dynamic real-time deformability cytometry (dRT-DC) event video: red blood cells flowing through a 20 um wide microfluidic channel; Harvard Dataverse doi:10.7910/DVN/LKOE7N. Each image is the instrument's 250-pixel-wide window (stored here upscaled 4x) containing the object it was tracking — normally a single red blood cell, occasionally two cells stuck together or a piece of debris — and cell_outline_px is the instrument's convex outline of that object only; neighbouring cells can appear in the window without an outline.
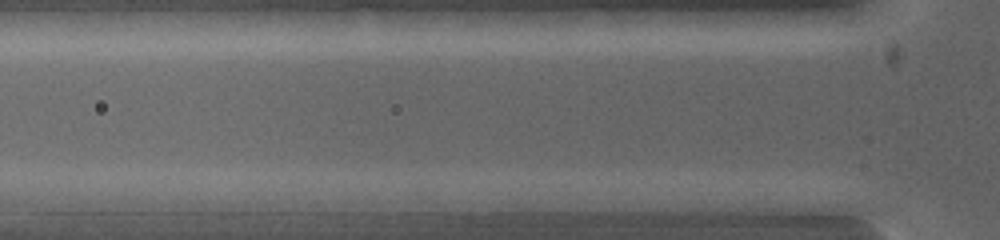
{"species": "common noctule bat (a hibernating species)", "species_latin": "Nyctalus noctula", "temperature_condition": "warm", "stored_images_in_passage": 3, "segment_of_instrument_passage": [2, 2], "camera_frame_rate_fps": 5000, "um_per_image_px": 0.085, "animal": {"sex": "female", "body_mass_g": 19.0, "forearm_length_mm": 53.3}, "frame": {"image": 1, "passage_image": 3, "time_ms": 1.4, "image_size_px": [1000, 240], "cell_outline_px": [[788, 200], [780, 216], [772, 216], [620, 212], [620, 200], [752, 192], [768, 192]], "centroid_in_image_um": [60.39, 17.4], "position_along_channel_um": 65.4, "area_um2": 22.08}}